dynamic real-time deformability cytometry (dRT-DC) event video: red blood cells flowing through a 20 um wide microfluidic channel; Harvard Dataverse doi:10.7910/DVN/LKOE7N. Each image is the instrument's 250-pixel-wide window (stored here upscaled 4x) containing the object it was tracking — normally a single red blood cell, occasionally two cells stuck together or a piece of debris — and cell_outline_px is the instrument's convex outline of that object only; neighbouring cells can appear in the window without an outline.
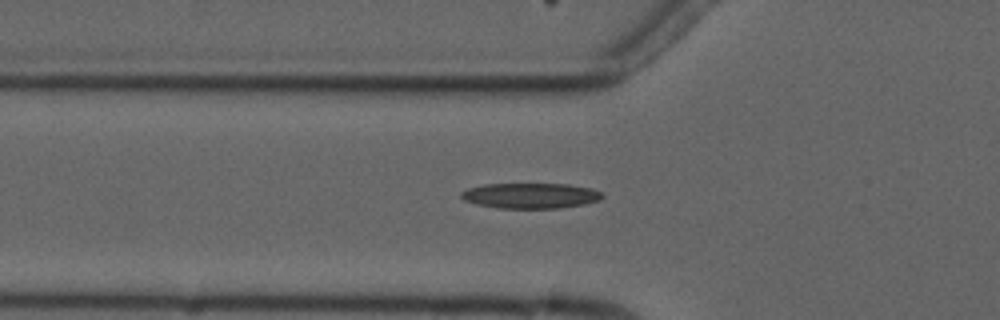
{"species": "common noctule bat (a hibernating species)", "species_latin": "Nyctalus noctula", "temperature_condition": "cold", "stored_images_in_passage": 3, "camera_frame_rate_fps": 3000, "um_per_image_px": 0.085, "animal": {"sex": "male", "forearm_length_mm": 52.5}, "frame": {"image": 1, "passage_image": 3, "time_ms": 3.0, "image_size_px": [1000, 320], "cell_outline_px": [[604, 196], [600, 200], [584, 204], [560, 208], [496, 208], [476, 204], [464, 200], [460, 196], [460, 192], [468, 188], [484, 184], [568, 184], [592, 188], [600, 192]], "centroid_in_image_um": [45.08, 16.63], "position_along_channel_um": 80.7, "area_um2": 20.98}}